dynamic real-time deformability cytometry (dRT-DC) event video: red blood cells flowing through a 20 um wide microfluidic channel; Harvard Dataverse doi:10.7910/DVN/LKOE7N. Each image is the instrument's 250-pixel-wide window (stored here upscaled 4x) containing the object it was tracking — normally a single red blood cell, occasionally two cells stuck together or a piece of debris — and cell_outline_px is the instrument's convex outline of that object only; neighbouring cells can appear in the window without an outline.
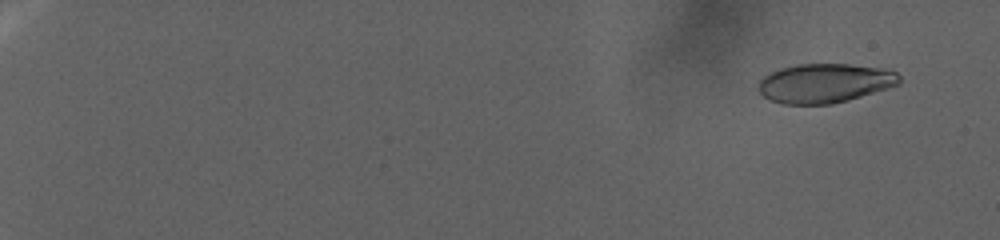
{"species": "human", "species_latin": "Homo sapiens", "temperature_condition": "warm", "stored_images_in_passage": 104, "camera_frame_rate_fps": 3000, "um_per_image_px": 0.085, "donor": {"sex": "female"}, "frame": {"image": 1, "passage_image": 8, "time_ms": 2.333, "image_size_px": [1000, 240], "cell_outline_px": [[900, 84], [888, 88], [832, 104], [784, 104], [772, 100], [764, 96], [756, 88], [760, 80], [764, 76], [780, 68], [796, 64], [848, 64], [880, 68], [896, 72], [900, 76]], "centroid_in_image_um": [70.09, 7.06], "position_along_channel_um": 14.9, "area_um2": 32.02}}
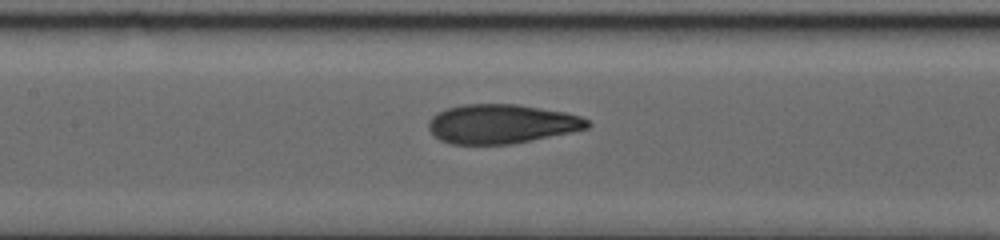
{"frame": {"image": 2, "passage_image": 59, "time_ms": 19.333, "image_size_px": [1000, 240], "cell_outline_px": [[592, 124], [588, 128], [572, 132], [512, 144], [452, 144], [440, 140], [428, 128], [428, 120], [436, 112], [444, 108], [460, 104], [516, 104], [564, 112], [580, 116], [588, 120]], "centroid_in_image_um": [42.6, 10.52], "position_along_channel_um": 164.8, "area_um2": 36.47}}
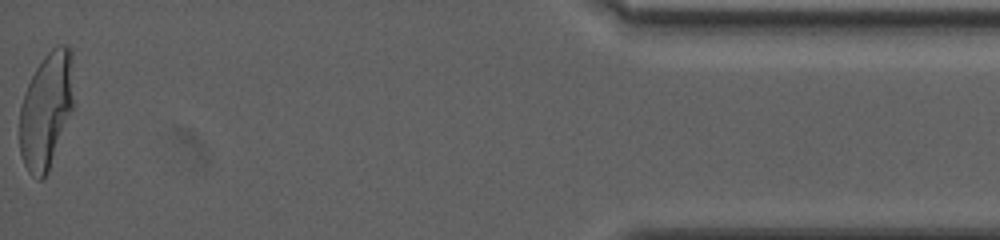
{"frame": {"image": 3, "passage_image": 104, "time_ms": 34.333, "image_size_px": [1000, 240], "cell_outline_px": [[72, 108], [48, 172], [40, 180], [36, 180], [28, 172], [24, 164], [20, 152], [20, 108], [24, 92], [36, 68], [44, 56], [56, 44], [68, 44], [72, 48]], "centroid_in_image_um": [3.91, 9.35], "position_along_channel_um": 431.3, "area_um2": 36.36}}